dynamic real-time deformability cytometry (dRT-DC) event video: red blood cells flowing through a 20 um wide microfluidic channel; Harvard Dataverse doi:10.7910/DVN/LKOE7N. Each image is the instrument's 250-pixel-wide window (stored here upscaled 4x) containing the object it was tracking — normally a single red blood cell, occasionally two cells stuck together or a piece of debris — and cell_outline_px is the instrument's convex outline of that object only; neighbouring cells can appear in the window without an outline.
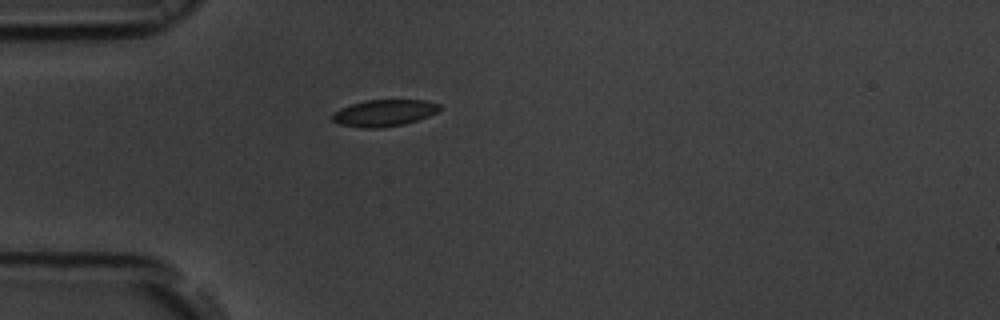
{"species": "common noctule bat (a hibernating species)", "species_latin": "Nyctalus noctula", "temperature_condition": "room temperature", "stored_images_in_passage": 33, "camera_frame_rate_fps": 3000, "um_per_image_px": 0.085, "animal": {"sex": "male", "body_mass_g": 19.5, "forearm_length_mm": 54.6}, "frame": {"image": 1, "passage_image": 1, "time_ms": 0.0, "image_size_px": [1000, 320], "cell_outline_px": [[440, 108], [436, 112], [428, 116], [404, 124], [380, 128], [360, 128], [340, 124], [332, 120], [332, 112], [340, 108], [364, 100], [428, 100], [440, 104]], "centroid_in_image_um": [32.62, 9.6], "position_along_channel_um": 52.4, "area_um2": 16.7}}
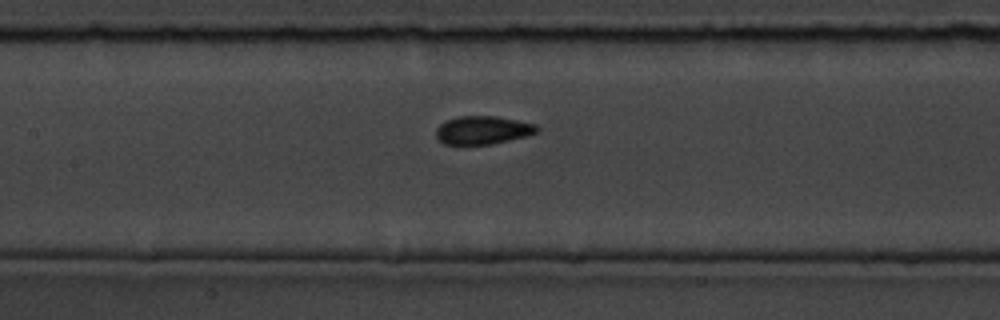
{"frame": {"image": 2, "passage_image": 11, "time_ms": 3.333, "image_size_px": [1000, 320], "cell_outline_px": [[540, 132], [492, 144], [444, 144], [436, 136], [436, 128], [440, 124], [448, 120], [460, 116], [496, 116], [536, 124], [540, 128]], "centroid_in_image_um": [41.06, 11.05], "position_along_channel_um": 166.3, "area_um2": 16.47}}
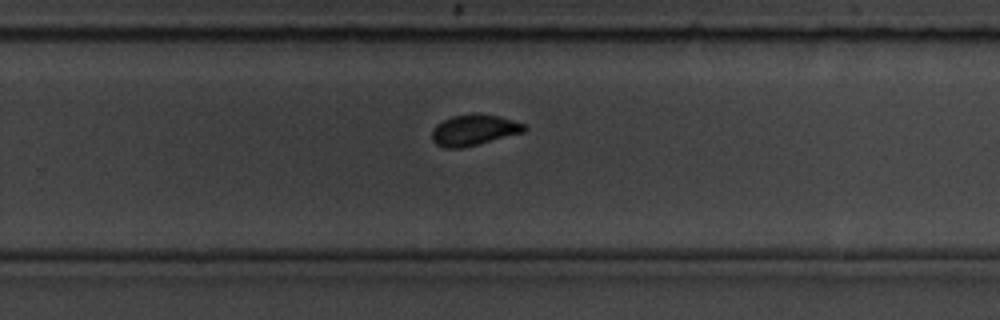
{"frame": {"image": 3, "passage_image": 21, "time_ms": 6.667, "image_size_px": [1000, 320], "cell_outline_px": [[528, 128], [524, 132], [464, 148], [444, 148], [436, 144], [432, 140], [432, 128], [436, 124], [452, 116], [476, 112], [500, 116], [524, 124]], "centroid_in_image_um": [40.27, 11.04], "position_along_channel_um": 289.5, "area_um2": 16.88}, "authors_computed_cell_mechanics": {"area_um2": 16.9354, "velocity_mm_per_s": 3.704, "shape_relaxation_time_tau1_ms": 7.8785, "shape_relaxation_time_tau2_ms": null, "deformation_change_tau1": 0.1527, "deformation_change_tau2": null}}